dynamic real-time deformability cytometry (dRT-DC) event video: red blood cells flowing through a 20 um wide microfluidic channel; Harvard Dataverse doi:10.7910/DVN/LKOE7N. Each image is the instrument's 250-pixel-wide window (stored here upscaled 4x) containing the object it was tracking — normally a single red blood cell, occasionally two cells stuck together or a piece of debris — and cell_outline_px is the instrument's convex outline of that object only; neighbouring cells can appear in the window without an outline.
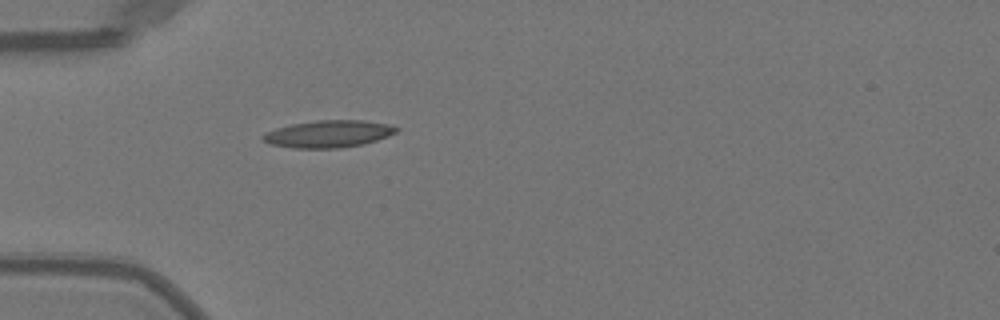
{"species": "Egyptian fruit bat (a non-hibernating species)", "species_latin": "Rousettus aegyptiacus", "temperature_condition": "warm", "stored_images_in_passage": 36, "camera_frame_rate_fps": 3000, "um_per_image_px": 0.085, "animal": {"sex": "female"}, "frame": {"image": 1, "passage_image": 1, "time_ms": 0.0, "image_size_px": [1000, 320], "cell_outline_px": [[400, 128], [396, 132], [388, 136], [364, 144], [340, 148], [292, 148], [268, 144], [260, 140], [260, 136], [276, 128], [292, 124], [316, 120], [364, 120], [388, 124]], "centroid_in_image_um": [27.89, 11.38], "position_along_channel_um": 57.1, "area_um2": 21.27}}
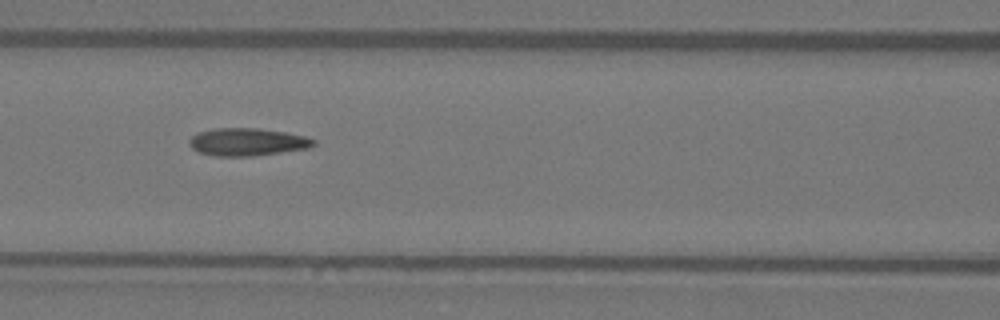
{"frame": {"image": 2, "passage_image": 8, "time_ms": 2.333, "image_size_px": [1000, 320], "cell_outline_px": [[316, 144], [312, 148], [252, 156], [216, 156], [200, 152], [192, 148], [188, 144], [188, 140], [196, 132], [216, 128], [256, 128], [284, 132], [304, 136], [316, 140]], "centroid_in_image_um": [21.02, 12.07], "position_along_channel_um": 145.6, "area_um2": 20.11}}
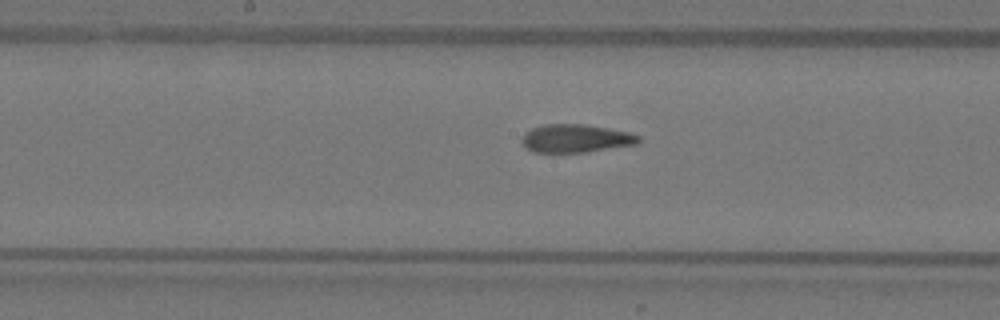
{"frame": {"image": 3, "passage_image": 12, "time_ms": 3.667, "image_size_px": [1000, 320], "cell_outline_px": [[640, 140], [636, 144], [584, 152], [532, 152], [520, 140], [524, 132], [532, 128], [544, 124], [584, 124], [608, 128], [628, 132], [640, 136]], "centroid_in_image_um": [48.91, 11.75], "position_along_channel_um": 199.3, "area_um2": 19.02}, "authors_computed_cell_mechanics": {"area_um2": 19.4208, "velocity_mm_per_s": 4.0394, "shape_relaxation_time_tau1_ms": 10.1443, "shape_relaxation_time_tau2_ms": 1.9843, "deformation_change_tau1": 0.3092, "deformation_change_tau2": 0.1019}}